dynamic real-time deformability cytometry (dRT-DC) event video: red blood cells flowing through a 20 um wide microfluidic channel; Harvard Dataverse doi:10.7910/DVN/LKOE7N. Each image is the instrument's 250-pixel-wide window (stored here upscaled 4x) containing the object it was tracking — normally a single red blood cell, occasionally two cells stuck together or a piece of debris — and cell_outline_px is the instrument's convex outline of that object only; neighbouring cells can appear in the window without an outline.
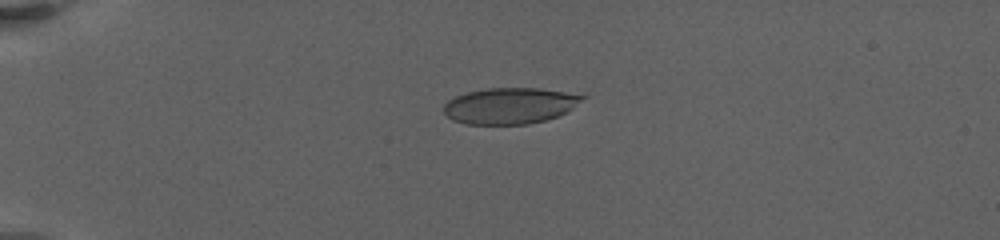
{"species": "human", "species_latin": "Homo sapiens", "temperature_condition": "warm", "stored_images_in_passage": 26, "camera_frame_rate_fps": 3000, "um_per_image_px": 0.085, "donor": {"sex": "female"}, "frame": {"image": 1, "passage_image": 3, "time_ms": 0.667, "image_size_px": [1000, 240], "cell_outline_px": [[588, 96], [572, 108], [560, 116], [528, 124], [468, 124], [452, 120], [444, 112], [444, 104], [448, 100], [456, 96], [468, 92], [488, 88], [540, 88]], "centroid_in_image_um": [43.35, 8.99], "position_along_channel_um": 41.7, "area_um2": 29.07}}
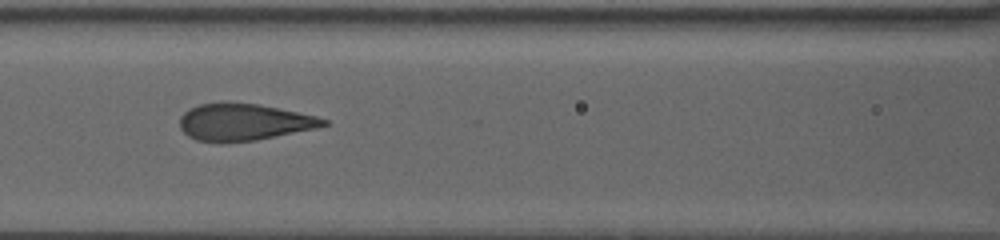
{"frame": {"image": 2, "passage_image": 16, "time_ms": 5.667, "image_size_px": [1000, 240], "cell_outline_px": [[328, 124], [316, 128], [256, 140], [196, 140], [188, 136], [180, 128], [180, 116], [188, 108], [200, 104], [224, 100], [260, 104], [316, 116], [328, 120]], "centroid_in_image_um": [20.71, 10.32], "position_along_channel_um": 145.9, "area_um2": 30.69}}
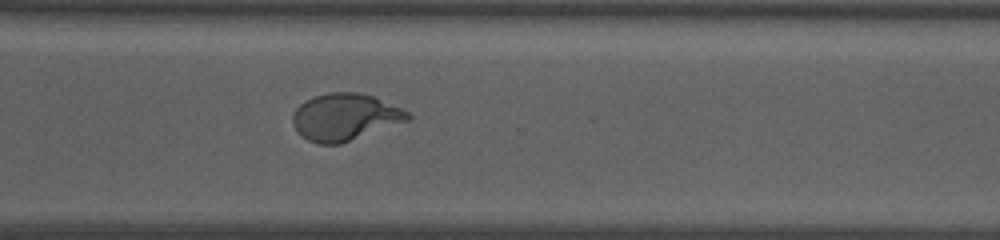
{"frame": {"image": 3, "passage_image": 26, "time_ms": 12.0, "image_size_px": [1000, 240], "cell_outline_px": [[412, 116], [408, 120], [340, 144], [320, 144], [308, 140], [292, 124], [292, 116], [296, 108], [304, 100], [328, 92], [356, 92], [372, 96], [400, 108], [408, 112]], "centroid_in_image_um": [29.29, 9.94], "position_along_channel_um": 341.3, "area_um2": 30.98}}